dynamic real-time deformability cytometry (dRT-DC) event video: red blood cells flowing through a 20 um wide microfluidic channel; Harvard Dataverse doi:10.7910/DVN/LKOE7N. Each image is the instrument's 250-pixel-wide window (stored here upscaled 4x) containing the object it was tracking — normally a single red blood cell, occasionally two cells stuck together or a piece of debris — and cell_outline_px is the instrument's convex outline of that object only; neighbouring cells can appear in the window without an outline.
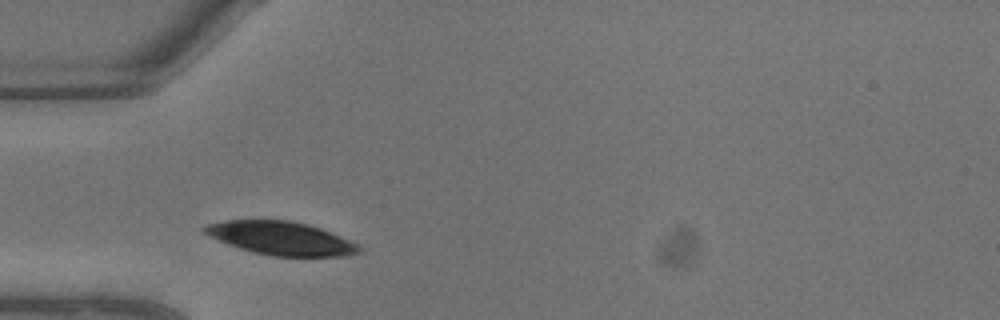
{"species": "common noctule bat (a hibernating species)", "species_latin": "Nyctalus noctula", "temperature_condition": "warm", "stored_images_in_passage": 5, "camera_frame_rate_fps": 3000, "um_per_image_px": 0.085, "animal": {"sex": "male", "body_mass_g": 13.3}, "frame": {"image": 1, "passage_image": 1, "time_ms": 0.0, "image_size_px": [1000, 320], "cell_outline_px": [[364, 248], [360, 252], [348, 256], [272, 256], [240, 248], [228, 244], [208, 236], [200, 232], [200, 228], [208, 224], [224, 220], [292, 220], [308, 224], [320, 228], [340, 236]], "centroid_in_image_um": [23.85, 20.24], "position_along_channel_um": 61.1, "area_um2": 30.06}}
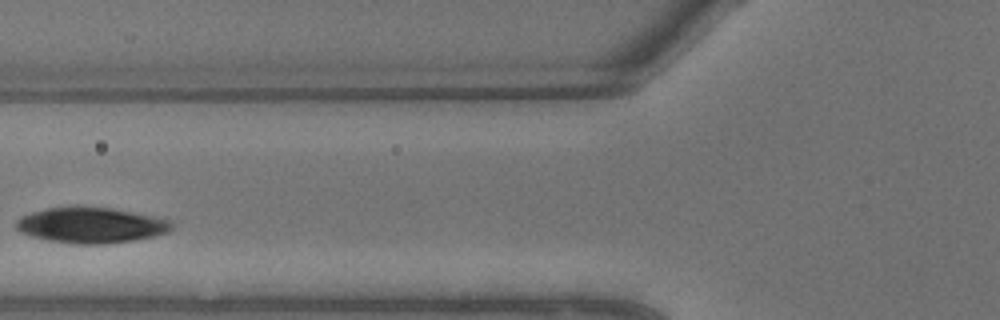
{"frame": {"image": 2, "passage_image": 3, "time_ms": 0.667, "image_size_px": [1000, 320], "cell_outline_px": [[176, 224], [168, 232], [156, 236], [108, 244], [72, 244], [48, 240], [32, 236], [20, 232], [16, 228], [16, 220], [20, 216], [32, 212], [48, 208], [72, 204], [112, 208], [156, 216], [172, 220]], "centroid_in_image_um": [7.76, 19.12], "position_along_channel_um": 118.0, "area_um2": 33.18}}
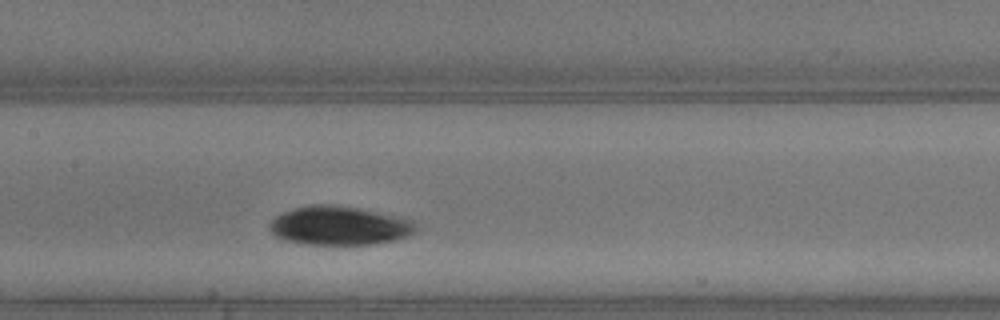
{"frame": {"image": 3, "passage_image": 5, "time_ms": 1.333, "image_size_px": [1000, 320], "cell_outline_px": [[416, 228], [408, 236], [396, 240], [372, 244], [300, 244], [276, 236], [268, 228], [268, 224], [276, 216], [284, 212], [308, 204], [332, 204], [356, 208], [376, 212], [412, 220], [416, 224]], "centroid_in_image_um": [28.81, 19.18], "position_along_channel_um": 178.6, "area_um2": 32.77}}